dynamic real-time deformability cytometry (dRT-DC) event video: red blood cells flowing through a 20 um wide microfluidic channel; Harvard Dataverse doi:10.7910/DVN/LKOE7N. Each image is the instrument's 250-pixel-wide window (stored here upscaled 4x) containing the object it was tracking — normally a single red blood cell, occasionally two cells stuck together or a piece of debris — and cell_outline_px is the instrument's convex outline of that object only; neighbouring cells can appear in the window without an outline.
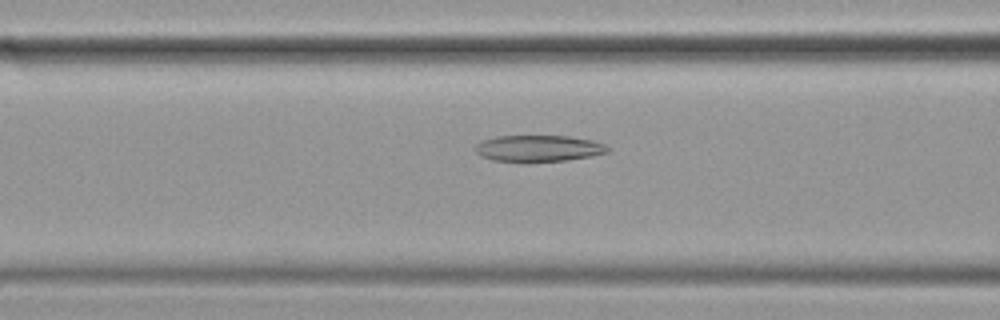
{"species": "common noctule bat (a hibernating species)", "species_latin": "Nyctalus noctula", "temperature_condition": "cold", "stored_images_in_passage": 57, "camera_frame_rate_fps": 3000, "um_per_image_px": 0.085, "animal": {"sex": "female", "body_mass_g": 19.9}, "frame": {"image": 1, "passage_image": 22, "time_ms": 7.0, "image_size_px": [1000, 320], "cell_outline_px": [[612, 148], [608, 152], [592, 156], [568, 160], [492, 160], [480, 156], [476, 152], [476, 144], [480, 140], [496, 136], [568, 136], [592, 140], [604, 144]], "centroid_in_image_um": [45.8, 12.58], "position_along_channel_um": 120.8, "area_um2": 20.06}}
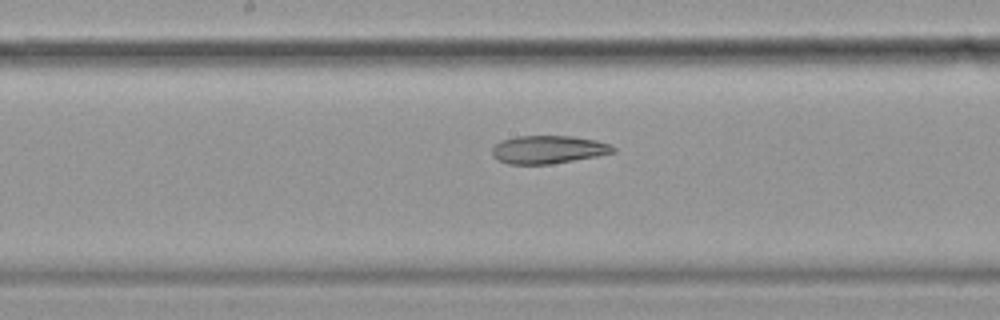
{"frame": {"image": 2, "passage_image": 29, "time_ms": 9.333, "image_size_px": [1000, 320], "cell_outline_px": [[616, 152], [596, 156], [552, 164], [508, 164], [496, 160], [492, 156], [492, 148], [500, 140], [516, 136], [572, 136], [596, 140], [612, 144], [616, 148]], "centroid_in_image_um": [46.59, 12.71], "position_along_channel_um": 201.6, "area_um2": 20.0}}
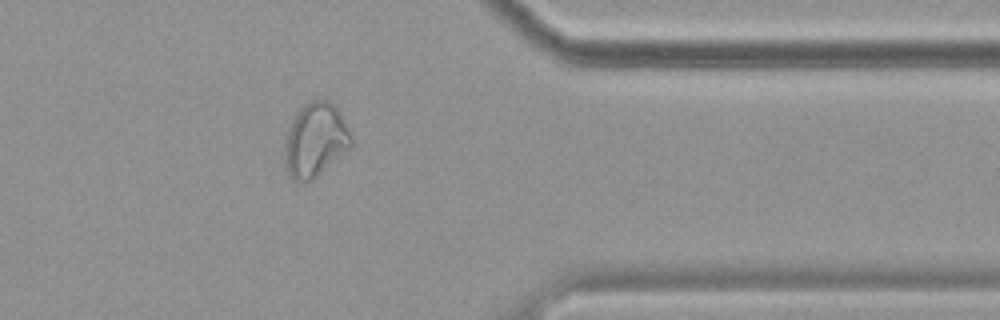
{"frame": {"image": 3, "passage_image": 46, "time_ms": 15.0, "image_size_px": [1000, 320], "cell_outline_px": [[352, 148], [312, 180], [300, 184], [292, 180], [288, 176], [284, 168], [284, 144], [288, 128], [296, 112], [304, 104], [312, 100], [328, 100], [340, 112], [352, 132]], "centroid_in_image_um": [26.79, 11.95], "position_along_channel_um": 384.6, "area_um2": 29.48}, "authors_computed_cell_mechanics": {"area_um2": 25.4898, "velocity_mm_per_s": 3.4697, "shape_relaxation_time_tau1_ms": null, "shape_relaxation_time_tau2_ms": 4.776, "deformation_change_tau1": null, "deformation_change_tau2": 0.1382}}